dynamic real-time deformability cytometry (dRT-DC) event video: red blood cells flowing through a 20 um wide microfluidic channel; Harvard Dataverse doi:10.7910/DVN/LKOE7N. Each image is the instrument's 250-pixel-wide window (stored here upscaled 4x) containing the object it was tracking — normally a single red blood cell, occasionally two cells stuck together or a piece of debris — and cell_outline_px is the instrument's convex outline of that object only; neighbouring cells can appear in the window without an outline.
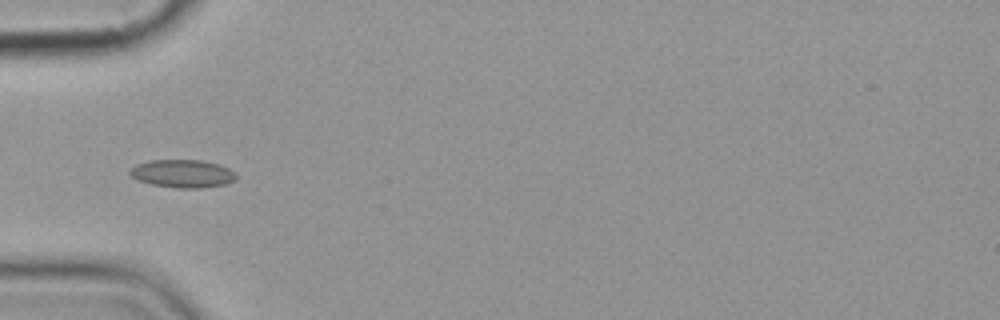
{"species": "common noctule bat (a hibernating species)", "species_latin": "Nyctalus noctula", "temperature_condition": "cold", "stored_images_in_passage": 10, "camera_frame_rate_fps": 3000, "um_per_image_px": 0.085, "animal": {"sex": "female", "body_mass_g": 19.9}, "frame": {"image": 1, "passage_image": 5, "time_ms": 4.667, "image_size_px": [1000, 320], "cell_outline_px": [[236, 180], [224, 184], [200, 188], [180, 188], [152, 184], [136, 180], [128, 172], [136, 164], [148, 160], [204, 160], [220, 164], [236, 172]], "centroid_in_image_um": [15.53, 14.74], "position_along_channel_um": 69.5, "area_um2": 17.4}}
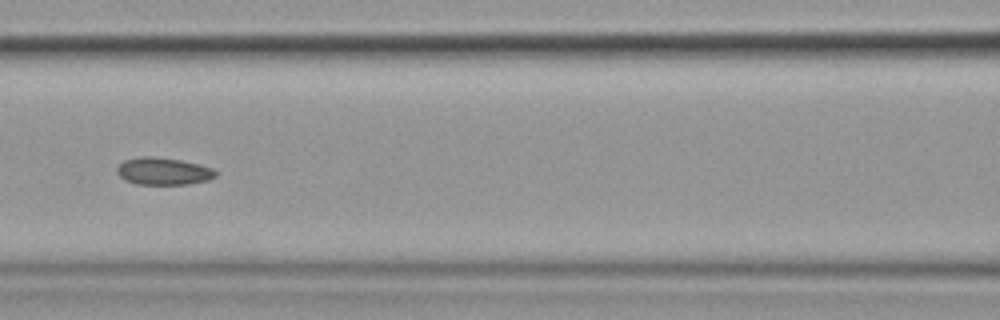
{"frame": {"image": 2, "passage_image": 7, "time_ms": 7.0, "image_size_px": [1000, 320], "cell_outline_px": [[216, 176], [208, 180], [188, 184], [136, 184], [124, 180], [116, 172], [116, 168], [124, 160], [140, 156], [152, 156], [180, 160], [200, 164], [212, 168], [216, 172]], "centroid_in_image_um": [13.86, 14.55], "position_along_channel_um": 152.7, "area_um2": 15.72}}
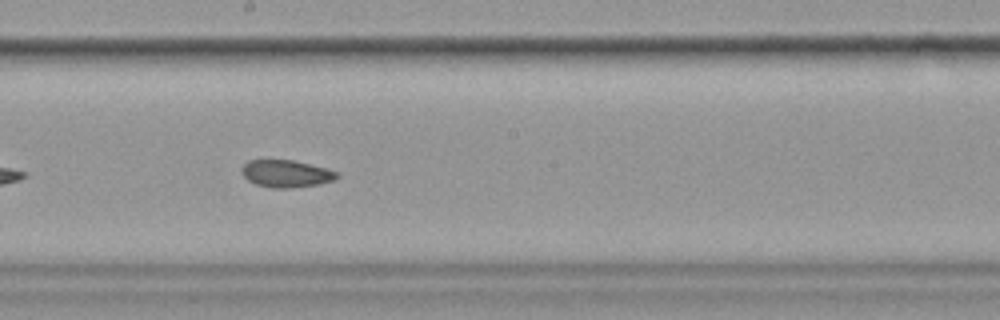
{"frame": {"image": 3, "passage_image": 9, "time_ms": 9.0, "image_size_px": [1000, 320], "cell_outline_px": [[340, 176], [336, 180], [316, 184], [292, 188], [272, 188], [256, 184], [248, 180], [240, 172], [240, 168], [248, 160], [292, 160], [340, 172]], "centroid_in_image_um": [24.31, 14.76], "position_along_channel_um": 223.9, "area_um2": 15.14}}